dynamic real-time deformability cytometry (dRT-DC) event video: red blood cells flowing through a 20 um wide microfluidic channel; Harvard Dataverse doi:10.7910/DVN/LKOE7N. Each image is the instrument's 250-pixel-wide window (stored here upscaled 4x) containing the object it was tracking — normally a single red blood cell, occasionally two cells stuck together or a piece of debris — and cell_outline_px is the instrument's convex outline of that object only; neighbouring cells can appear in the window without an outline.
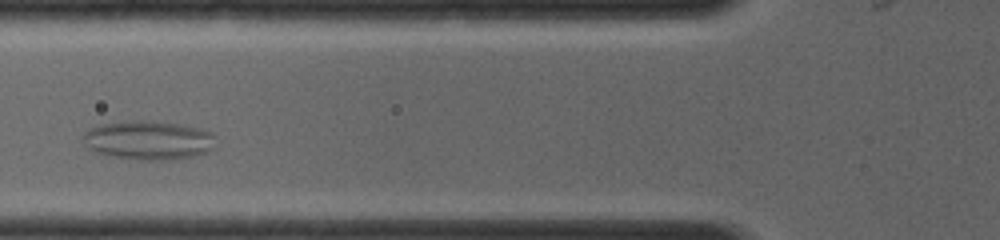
{"species": "common noctule bat (a hibernating species)", "species_latin": "Nyctalus noctula", "temperature_condition": "room temperature", "stored_images_in_passage": 14, "camera_frame_rate_fps": 4000, "um_per_image_px": 0.085, "animal": {"sex": "female", "body_mass_g": 19.0, "forearm_length_mm": 56.7}, "frame": {"image": 1, "passage_image": 10, "time_ms": 5.5, "image_size_px": [1000, 240], "cell_outline_px": [[212, 148], [208, 152], [192, 156], [172, 160], [140, 160], [112, 156], [88, 148], [84, 140], [84, 132], [88, 128], [100, 124], [140, 120], [148, 120], [184, 124], [200, 128], [212, 132]], "centroid_in_image_um": [12.62, 11.91], "position_along_channel_um": 113.2, "area_um2": 30.0}}
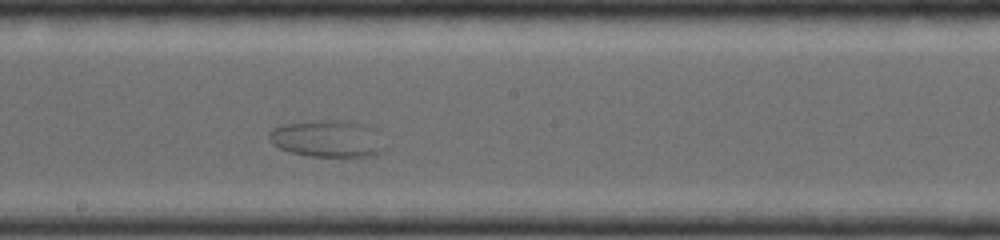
{"frame": {"image": 2, "passage_image": 14, "time_ms": 8.0, "image_size_px": [1000, 240], "cell_outline_px": [[388, 148], [376, 156], [308, 156], [288, 152], [272, 144], [268, 136], [268, 132], [272, 128], [284, 124], [320, 120], [348, 120], [372, 124], [380, 128]], "centroid_in_image_um": [27.99, 11.77], "position_along_channel_um": 220.2, "area_um2": 26.13}}